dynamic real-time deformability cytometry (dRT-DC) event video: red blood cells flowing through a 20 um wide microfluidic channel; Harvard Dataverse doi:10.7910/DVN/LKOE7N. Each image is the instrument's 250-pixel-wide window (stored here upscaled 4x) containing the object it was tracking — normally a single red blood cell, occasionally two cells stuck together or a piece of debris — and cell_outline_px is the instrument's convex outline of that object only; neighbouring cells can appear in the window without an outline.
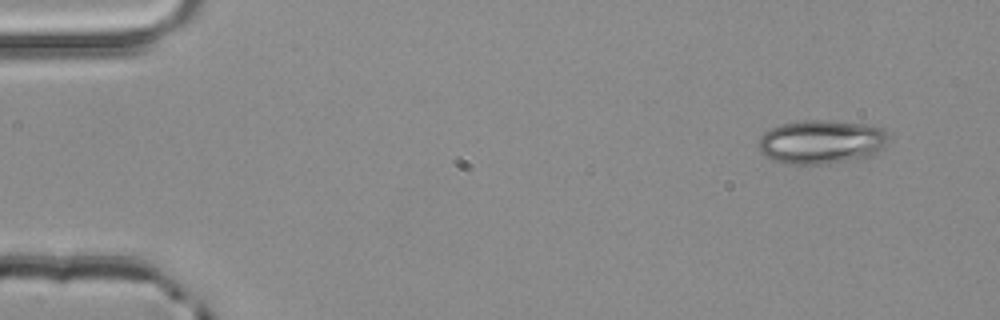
{"species": "common noctule bat (a hibernating species)", "species_latin": "Nyctalus noctula", "temperature_condition": "room temperature", "stored_images_in_passage": 5, "camera_frame_rate_fps": 3000, "um_per_image_px": 0.085, "animal": {"sex": "male", "body_mass_g": 20.4}, "frame": {"image": 1, "passage_image": 1, "time_ms": 0.0, "image_size_px": [1000, 320], "cell_outline_px": [[888, 140], [872, 156], [828, 164], [784, 164], [764, 156], [760, 152], [756, 144], [760, 136], [764, 132], [780, 124], [800, 120], [832, 120], [864, 124], [884, 128], [888, 136]], "centroid_in_image_um": [69.76, 12.06], "position_along_channel_um": 15.2, "area_um2": 33.64}}
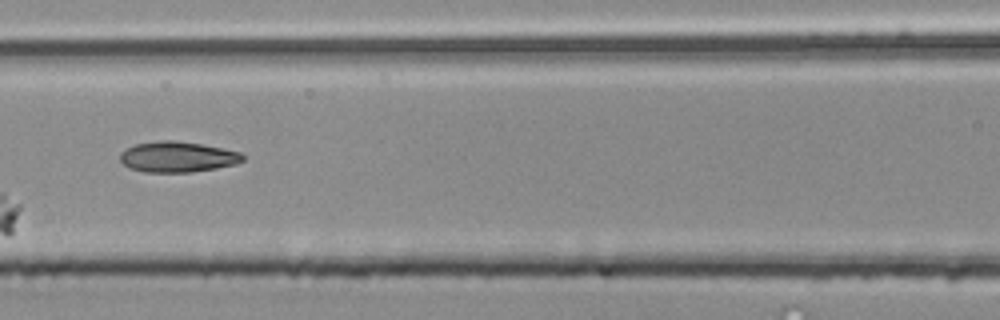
{"frame": {"image": 2, "passage_image": 5, "time_ms": 1.333, "image_size_px": [1000, 320], "cell_outline_px": [[244, 160], [236, 164], [216, 168], [192, 172], [144, 172], [128, 168], [120, 160], [120, 152], [136, 144], [160, 140], [176, 140], [224, 148], [240, 152], [244, 156]], "centroid_in_image_um": [15.09, 13.33], "position_along_channel_um": 151.5, "area_um2": 21.96}}